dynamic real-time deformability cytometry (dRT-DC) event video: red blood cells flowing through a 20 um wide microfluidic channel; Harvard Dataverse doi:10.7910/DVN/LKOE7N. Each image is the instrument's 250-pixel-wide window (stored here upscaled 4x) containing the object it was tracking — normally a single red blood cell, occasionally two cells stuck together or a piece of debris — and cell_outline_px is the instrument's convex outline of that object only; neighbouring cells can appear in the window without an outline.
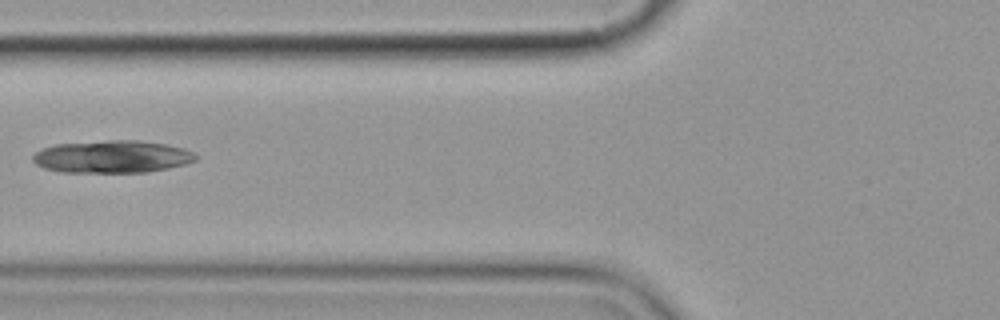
{"species": "common noctule bat (a hibernating species)", "species_latin": "Nyctalus noctula", "temperature_condition": "cold", "stored_images_in_passage": 9, "camera_frame_rate_fps": 3000, "um_per_image_px": 0.085, "animal": {"sex": "female", "body_mass_g": 19.9}, "frame": {"image": 1, "passage_image": 6, "time_ms": 6.667, "image_size_px": [1000, 320], "cell_outline_px": [[196, 160], [184, 164], [168, 168], [144, 172], [60, 172], [44, 168], [36, 164], [32, 160], [32, 156], [36, 152], [44, 148], [56, 144], [108, 140], [136, 140], [164, 144], [184, 148], [192, 152], [196, 156]], "centroid_in_image_um": [9.5, 13.32], "position_along_channel_um": 116.3, "area_um2": 30.63}}
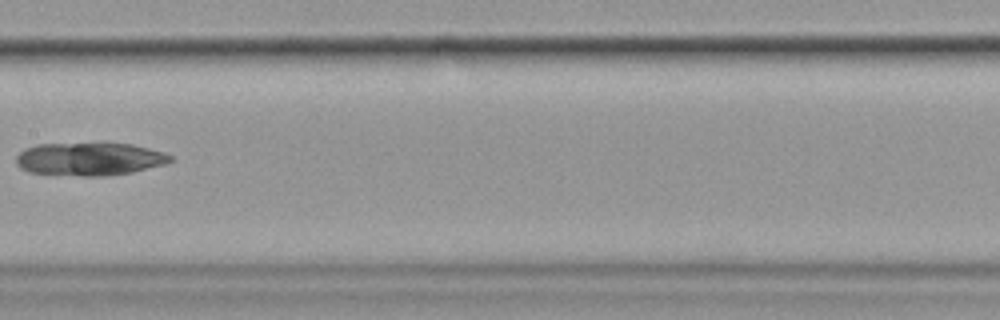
{"frame": {"image": 2, "passage_image": 8, "time_ms": 9.0, "image_size_px": [1000, 320], "cell_outline_px": [[176, 160], [164, 164], [132, 172], [104, 176], [80, 176], [28, 172], [20, 168], [16, 164], [16, 156], [24, 148], [36, 144], [132, 144], [164, 152], [172, 156]], "centroid_in_image_um": [7.6, 13.52], "position_along_channel_um": 199.8, "area_um2": 29.59}}
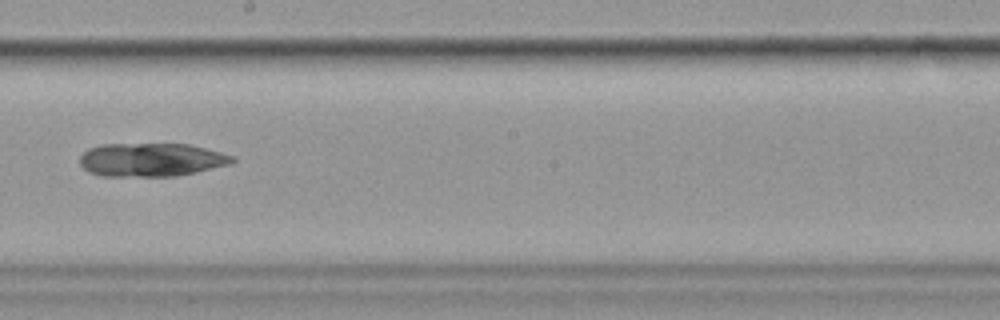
{"frame": {"image": 3, "passage_image": 9, "time_ms": 10.0, "image_size_px": [1000, 320], "cell_outline_px": [[236, 160], [228, 164], [196, 172], [176, 176], [100, 176], [88, 172], [80, 164], [80, 156], [88, 148], [100, 144], [188, 144], [220, 152], [232, 156]], "centroid_in_image_um": [12.8, 13.58], "position_along_channel_um": 235.4, "area_um2": 29.65}}